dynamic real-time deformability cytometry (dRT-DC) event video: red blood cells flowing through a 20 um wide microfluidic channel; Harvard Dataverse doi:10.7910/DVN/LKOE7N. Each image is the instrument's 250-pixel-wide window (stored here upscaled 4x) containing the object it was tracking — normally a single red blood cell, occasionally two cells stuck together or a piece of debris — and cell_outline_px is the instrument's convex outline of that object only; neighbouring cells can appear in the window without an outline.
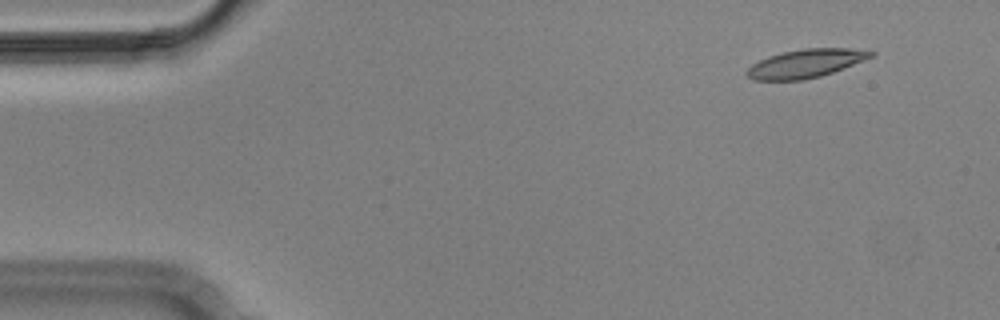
{"species": "Egyptian fruit bat (a non-hibernating species)", "species_latin": "Rousettus aegyptiacus", "temperature_condition": "cold", "stored_images_in_passage": 5, "camera_frame_rate_fps": 3000, "um_per_image_px": 0.085, "animal": {"sex": "male"}, "frame": {"image": 1, "passage_image": 2, "time_ms": 0.333, "image_size_px": [1000, 320], "cell_outline_px": [[876, 56], [832, 72], [820, 76], [804, 80], [752, 80], [744, 72], [752, 64], [768, 56], [784, 52], [804, 48], [848, 48], [876, 52]], "centroid_in_image_um": [68.48, 5.39], "position_along_channel_um": 16.5, "area_um2": 20.52}}
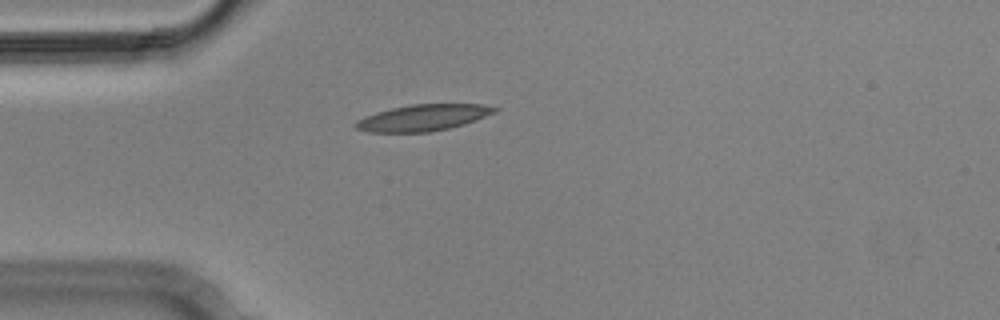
{"frame": {"image": 2, "passage_image": 4, "time_ms": 1.0, "image_size_px": [1000, 320], "cell_outline_px": [[500, 108], [496, 112], [476, 120], [464, 124], [448, 128], [428, 132], [368, 132], [356, 128], [352, 124], [356, 120], [364, 116], [376, 112], [392, 108], [412, 104], [484, 104]], "centroid_in_image_um": [35.95, 10.0], "position_along_channel_um": 49.0, "area_um2": 21.39}}